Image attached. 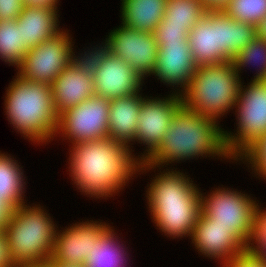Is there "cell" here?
Instances as JSON below:
<instances>
[{
	"label": "cell",
	"mask_w": 266,
	"mask_h": 267,
	"mask_svg": "<svg viewBox=\"0 0 266 267\" xmlns=\"http://www.w3.org/2000/svg\"><path fill=\"white\" fill-rule=\"evenodd\" d=\"M57 11L49 7L25 6L16 19L22 43L29 50L57 34Z\"/></svg>",
	"instance_id": "obj_20"
},
{
	"label": "cell",
	"mask_w": 266,
	"mask_h": 267,
	"mask_svg": "<svg viewBox=\"0 0 266 267\" xmlns=\"http://www.w3.org/2000/svg\"><path fill=\"white\" fill-rule=\"evenodd\" d=\"M223 132L215 119L193 112L182 104L173 114L159 148L145 162L140 163L139 168H154L167 161H179L203 154L228 158Z\"/></svg>",
	"instance_id": "obj_2"
},
{
	"label": "cell",
	"mask_w": 266,
	"mask_h": 267,
	"mask_svg": "<svg viewBox=\"0 0 266 267\" xmlns=\"http://www.w3.org/2000/svg\"><path fill=\"white\" fill-rule=\"evenodd\" d=\"M11 211L0 201V230H4Z\"/></svg>",
	"instance_id": "obj_37"
},
{
	"label": "cell",
	"mask_w": 266,
	"mask_h": 267,
	"mask_svg": "<svg viewBox=\"0 0 266 267\" xmlns=\"http://www.w3.org/2000/svg\"><path fill=\"white\" fill-rule=\"evenodd\" d=\"M54 267H85L84 265H78V264H65L62 262H51Z\"/></svg>",
	"instance_id": "obj_39"
},
{
	"label": "cell",
	"mask_w": 266,
	"mask_h": 267,
	"mask_svg": "<svg viewBox=\"0 0 266 267\" xmlns=\"http://www.w3.org/2000/svg\"><path fill=\"white\" fill-rule=\"evenodd\" d=\"M28 207H16L4 228L12 267L50 262L53 256L57 231L53 221L40 207Z\"/></svg>",
	"instance_id": "obj_6"
},
{
	"label": "cell",
	"mask_w": 266,
	"mask_h": 267,
	"mask_svg": "<svg viewBox=\"0 0 266 267\" xmlns=\"http://www.w3.org/2000/svg\"><path fill=\"white\" fill-rule=\"evenodd\" d=\"M97 223L84 222L65 229L61 234L57 232L50 262L84 265L93 250V245L110 227Z\"/></svg>",
	"instance_id": "obj_15"
},
{
	"label": "cell",
	"mask_w": 266,
	"mask_h": 267,
	"mask_svg": "<svg viewBox=\"0 0 266 267\" xmlns=\"http://www.w3.org/2000/svg\"><path fill=\"white\" fill-rule=\"evenodd\" d=\"M209 196L206 198L200 194L201 211L215 224L231 228L246 243L254 211L259 205L241 192L226 189H218Z\"/></svg>",
	"instance_id": "obj_11"
},
{
	"label": "cell",
	"mask_w": 266,
	"mask_h": 267,
	"mask_svg": "<svg viewBox=\"0 0 266 267\" xmlns=\"http://www.w3.org/2000/svg\"><path fill=\"white\" fill-rule=\"evenodd\" d=\"M256 37V27L232 19L224 11H206L188 34L197 66L232 61Z\"/></svg>",
	"instance_id": "obj_4"
},
{
	"label": "cell",
	"mask_w": 266,
	"mask_h": 267,
	"mask_svg": "<svg viewBox=\"0 0 266 267\" xmlns=\"http://www.w3.org/2000/svg\"><path fill=\"white\" fill-rule=\"evenodd\" d=\"M73 145L71 177L91 197L112 195L139 169L140 162L131 157L129 146L109 137Z\"/></svg>",
	"instance_id": "obj_1"
},
{
	"label": "cell",
	"mask_w": 266,
	"mask_h": 267,
	"mask_svg": "<svg viewBox=\"0 0 266 267\" xmlns=\"http://www.w3.org/2000/svg\"><path fill=\"white\" fill-rule=\"evenodd\" d=\"M142 77L129 64L112 54L93 76L95 95L108 100L139 93Z\"/></svg>",
	"instance_id": "obj_16"
},
{
	"label": "cell",
	"mask_w": 266,
	"mask_h": 267,
	"mask_svg": "<svg viewBox=\"0 0 266 267\" xmlns=\"http://www.w3.org/2000/svg\"><path fill=\"white\" fill-rule=\"evenodd\" d=\"M58 0H23L24 6L49 7L56 10Z\"/></svg>",
	"instance_id": "obj_36"
},
{
	"label": "cell",
	"mask_w": 266,
	"mask_h": 267,
	"mask_svg": "<svg viewBox=\"0 0 266 267\" xmlns=\"http://www.w3.org/2000/svg\"><path fill=\"white\" fill-rule=\"evenodd\" d=\"M27 52L17 21H0V58L19 67Z\"/></svg>",
	"instance_id": "obj_24"
},
{
	"label": "cell",
	"mask_w": 266,
	"mask_h": 267,
	"mask_svg": "<svg viewBox=\"0 0 266 267\" xmlns=\"http://www.w3.org/2000/svg\"><path fill=\"white\" fill-rule=\"evenodd\" d=\"M51 89L58 115L95 95L93 77L77 70L72 63L56 77Z\"/></svg>",
	"instance_id": "obj_18"
},
{
	"label": "cell",
	"mask_w": 266,
	"mask_h": 267,
	"mask_svg": "<svg viewBox=\"0 0 266 267\" xmlns=\"http://www.w3.org/2000/svg\"><path fill=\"white\" fill-rule=\"evenodd\" d=\"M10 83L5 109L8 119L29 140L44 142L53 138L58 127L51 85L29 81L17 74Z\"/></svg>",
	"instance_id": "obj_5"
},
{
	"label": "cell",
	"mask_w": 266,
	"mask_h": 267,
	"mask_svg": "<svg viewBox=\"0 0 266 267\" xmlns=\"http://www.w3.org/2000/svg\"><path fill=\"white\" fill-rule=\"evenodd\" d=\"M166 0H122V25L153 33L161 23Z\"/></svg>",
	"instance_id": "obj_21"
},
{
	"label": "cell",
	"mask_w": 266,
	"mask_h": 267,
	"mask_svg": "<svg viewBox=\"0 0 266 267\" xmlns=\"http://www.w3.org/2000/svg\"><path fill=\"white\" fill-rule=\"evenodd\" d=\"M182 173L157 175L148 188L151 215L159 229L171 236L190 237L201 212L200 193Z\"/></svg>",
	"instance_id": "obj_3"
},
{
	"label": "cell",
	"mask_w": 266,
	"mask_h": 267,
	"mask_svg": "<svg viewBox=\"0 0 266 267\" xmlns=\"http://www.w3.org/2000/svg\"><path fill=\"white\" fill-rule=\"evenodd\" d=\"M231 0H201L206 11H223Z\"/></svg>",
	"instance_id": "obj_35"
},
{
	"label": "cell",
	"mask_w": 266,
	"mask_h": 267,
	"mask_svg": "<svg viewBox=\"0 0 266 267\" xmlns=\"http://www.w3.org/2000/svg\"><path fill=\"white\" fill-rule=\"evenodd\" d=\"M144 98L138 93L110 100L108 137L125 146L135 140L138 115ZM127 143V144H126Z\"/></svg>",
	"instance_id": "obj_19"
},
{
	"label": "cell",
	"mask_w": 266,
	"mask_h": 267,
	"mask_svg": "<svg viewBox=\"0 0 266 267\" xmlns=\"http://www.w3.org/2000/svg\"><path fill=\"white\" fill-rule=\"evenodd\" d=\"M256 36L266 40V16L257 24Z\"/></svg>",
	"instance_id": "obj_38"
},
{
	"label": "cell",
	"mask_w": 266,
	"mask_h": 267,
	"mask_svg": "<svg viewBox=\"0 0 266 267\" xmlns=\"http://www.w3.org/2000/svg\"><path fill=\"white\" fill-rule=\"evenodd\" d=\"M191 238L198 251L211 258L220 257L224 264L243 254L246 245L231 228L215 224L202 211Z\"/></svg>",
	"instance_id": "obj_14"
},
{
	"label": "cell",
	"mask_w": 266,
	"mask_h": 267,
	"mask_svg": "<svg viewBox=\"0 0 266 267\" xmlns=\"http://www.w3.org/2000/svg\"><path fill=\"white\" fill-rule=\"evenodd\" d=\"M107 43L111 54L123 59L142 77L153 74L158 54V44L153 33L121 26L111 31Z\"/></svg>",
	"instance_id": "obj_12"
},
{
	"label": "cell",
	"mask_w": 266,
	"mask_h": 267,
	"mask_svg": "<svg viewBox=\"0 0 266 267\" xmlns=\"http://www.w3.org/2000/svg\"><path fill=\"white\" fill-rule=\"evenodd\" d=\"M241 156L249 160L248 162L252 164L257 173L266 177V135L257 140Z\"/></svg>",
	"instance_id": "obj_31"
},
{
	"label": "cell",
	"mask_w": 266,
	"mask_h": 267,
	"mask_svg": "<svg viewBox=\"0 0 266 267\" xmlns=\"http://www.w3.org/2000/svg\"><path fill=\"white\" fill-rule=\"evenodd\" d=\"M236 107L239 112L237 136L223 132L231 159L242 158L241 155L250 146L266 135V81H252L245 90L241 85Z\"/></svg>",
	"instance_id": "obj_8"
},
{
	"label": "cell",
	"mask_w": 266,
	"mask_h": 267,
	"mask_svg": "<svg viewBox=\"0 0 266 267\" xmlns=\"http://www.w3.org/2000/svg\"><path fill=\"white\" fill-rule=\"evenodd\" d=\"M224 267H266V261L253 258L245 253L237 256L231 261L226 262Z\"/></svg>",
	"instance_id": "obj_33"
},
{
	"label": "cell",
	"mask_w": 266,
	"mask_h": 267,
	"mask_svg": "<svg viewBox=\"0 0 266 267\" xmlns=\"http://www.w3.org/2000/svg\"><path fill=\"white\" fill-rule=\"evenodd\" d=\"M239 78L232 61L197 66L185 93H180L182 104L193 112L216 120L236 106L241 88Z\"/></svg>",
	"instance_id": "obj_7"
},
{
	"label": "cell",
	"mask_w": 266,
	"mask_h": 267,
	"mask_svg": "<svg viewBox=\"0 0 266 267\" xmlns=\"http://www.w3.org/2000/svg\"><path fill=\"white\" fill-rule=\"evenodd\" d=\"M254 240L257 243L256 247L255 245L250 246V244L253 245L250 242ZM244 253L250 257L266 261V211H261L259 207H256L254 211L251 231L244 247Z\"/></svg>",
	"instance_id": "obj_28"
},
{
	"label": "cell",
	"mask_w": 266,
	"mask_h": 267,
	"mask_svg": "<svg viewBox=\"0 0 266 267\" xmlns=\"http://www.w3.org/2000/svg\"><path fill=\"white\" fill-rule=\"evenodd\" d=\"M197 65L188 44L168 43L158 44V54L153 74L158 79L170 85H180L184 90L196 72Z\"/></svg>",
	"instance_id": "obj_17"
},
{
	"label": "cell",
	"mask_w": 266,
	"mask_h": 267,
	"mask_svg": "<svg viewBox=\"0 0 266 267\" xmlns=\"http://www.w3.org/2000/svg\"><path fill=\"white\" fill-rule=\"evenodd\" d=\"M223 11L234 20L256 27L266 16V0H231Z\"/></svg>",
	"instance_id": "obj_26"
},
{
	"label": "cell",
	"mask_w": 266,
	"mask_h": 267,
	"mask_svg": "<svg viewBox=\"0 0 266 267\" xmlns=\"http://www.w3.org/2000/svg\"><path fill=\"white\" fill-rule=\"evenodd\" d=\"M114 233L109 227L93 245V250L90 252L86 260L85 267H124V252L120 245H116L114 241ZM120 248V249H119Z\"/></svg>",
	"instance_id": "obj_23"
},
{
	"label": "cell",
	"mask_w": 266,
	"mask_h": 267,
	"mask_svg": "<svg viewBox=\"0 0 266 267\" xmlns=\"http://www.w3.org/2000/svg\"><path fill=\"white\" fill-rule=\"evenodd\" d=\"M190 30L185 25L169 24L164 17L153 34L157 44L184 43Z\"/></svg>",
	"instance_id": "obj_30"
},
{
	"label": "cell",
	"mask_w": 266,
	"mask_h": 267,
	"mask_svg": "<svg viewBox=\"0 0 266 267\" xmlns=\"http://www.w3.org/2000/svg\"><path fill=\"white\" fill-rule=\"evenodd\" d=\"M24 267H54V265L51 262H45L37 265L24 266Z\"/></svg>",
	"instance_id": "obj_40"
},
{
	"label": "cell",
	"mask_w": 266,
	"mask_h": 267,
	"mask_svg": "<svg viewBox=\"0 0 266 267\" xmlns=\"http://www.w3.org/2000/svg\"><path fill=\"white\" fill-rule=\"evenodd\" d=\"M182 105V98L177 93L166 99H143L138 115L135 140L143 141L148 147L145 162L160 146L164 134L168 131L173 114Z\"/></svg>",
	"instance_id": "obj_13"
},
{
	"label": "cell",
	"mask_w": 266,
	"mask_h": 267,
	"mask_svg": "<svg viewBox=\"0 0 266 267\" xmlns=\"http://www.w3.org/2000/svg\"><path fill=\"white\" fill-rule=\"evenodd\" d=\"M252 61L253 63L261 61V67L259 66L260 71H258L259 73L256 74L253 81H266V40L257 36L232 60L237 75L239 76L238 72L241 70V67L247 66L249 63H252Z\"/></svg>",
	"instance_id": "obj_27"
},
{
	"label": "cell",
	"mask_w": 266,
	"mask_h": 267,
	"mask_svg": "<svg viewBox=\"0 0 266 267\" xmlns=\"http://www.w3.org/2000/svg\"><path fill=\"white\" fill-rule=\"evenodd\" d=\"M0 267H12L4 230H0Z\"/></svg>",
	"instance_id": "obj_34"
},
{
	"label": "cell",
	"mask_w": 266,
	"mask_h": 267,
	"mask_svg": "<svg viewBox=\"0 0 266 267\" xmlns=\"http://www.w3.org/2000/svg\"><path fill=\"white\" fill-rule=\"evenodd\" d=\"M110 100L92 96L58 116L57 132L60 130L72 143L108 138Z\"/></svg>",
	"instance_id": "obj_10"
},
{
	"label": "cell",
	"mask_w": 266,
	"mask_h": 267,
	"mask_svg": "<svg viewBox=\"0 0 266 267\" xmlns=\"http://www.w3.org/2000/svg\"><path fill=\"white\" fill-rule=\"evenodd\" d=\"M205 12L201 0H166L164 18L169 24L185 25L191 30Z\"/></svg>",
	"instance_id": "obj_25"
},
{
	"label": "cell",
	"mask_w": 266,
	"mask_h": 267,
	"mask_svg": "<svg viewBox=\"0 0 266 267\" xmlns=\"http://www.w3.org/2000/svg\"><path fill=\"white\" fill-rule=\"evenodd\" d=\"M69 34L59 31L50 39L32 47L25 54L18 75L22 78L51 85L72 62Z\"/></svg>",
	"instance_id": "obj_9"
},
{
	"label": "cell",
	"mask_w": 266,
	"mask_h": 267,
	"mask_svg": "<svg viewBox=\"0 0 266 267\" xmlns=\"http://www.w3.org/2000/svg\"><path fill=\"white\" fill-rule=\"evenodd\" d=\"M24 7L23 0H0V21L16 20Z\"/></svg>",
	"instance_id": "obj_32"
},
{
	"label": "cell",
	"mask_w": 266,
	"mask_h": 267,
	"mask_svg": "<svg viewBox=\"0 0 266 267\" xmlns=\"http://www.w3.org/2000/svg\"><path fill=\"white\" fill-rule=\"evenodd\" d=\"M105 46L99 47V49L95 48V51L88 52V54L85 53V55L81 58H75L74 55L72 54V64L73 66L79 70L84 72L85 74H88L90 76H94L96 71L99 69L100 64L102 61H104L108 56L111 54V47L110 45L106 42Z\"/></svg>",
	"instance_id": "obj_29"
},
{
	"label": "cell",
	"mask_w": 266,
	"mask_h": 267,
	"mask_svg": "<svg viewBox=\"0 0 266 267\" xmlns=\"http://www.w3.org/2000/svg\"><path fill=\"white\" fill-rule=\"evenodd\" d=\"M16 163L7 155L0 154V201L11 212L25 203L22 199L23 174Z\"/></svg>",
	"instance_id": "obj_22"
}]
</instances>
